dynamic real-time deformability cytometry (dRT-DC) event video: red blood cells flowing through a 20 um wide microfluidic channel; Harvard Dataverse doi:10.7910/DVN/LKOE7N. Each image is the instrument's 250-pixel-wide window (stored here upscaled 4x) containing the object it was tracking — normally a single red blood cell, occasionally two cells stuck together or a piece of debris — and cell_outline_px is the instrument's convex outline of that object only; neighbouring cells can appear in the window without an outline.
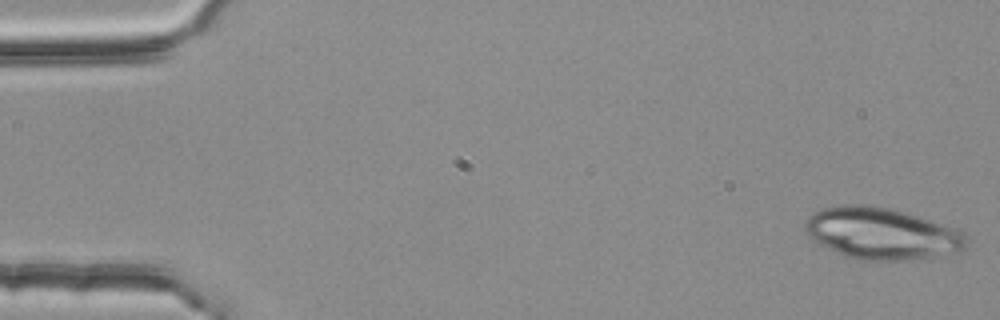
{"species": "common noctule bat (a hibernating species)", "species_latin": "Nyctalus noctula", "temperature_condition": "room temperature", "stored_images_in_passage": 52, "camera_frame_rate_fps": 3000, "um_per_image_px": 0.085, "animal": {"sex": "female", "body_mass_g": 25.1}, "frame": {"image": 1, "passage_image": 1, "time_ms": 0.0, "image_size_px": [1000, 320], "cell_outline_px": [[968, 240], [964, 248], [932, 260], [856, 260], [844, 256], [812, 240], [804, 232], [804, 224], [808, 216], [824, 208], [844, 204], [860, 204], [892, 208], [956, 228], [964, 232], [968, 236]], "centroid_in_image_um": [74.97, 19.87], "position_along_channel_um": 10.0, "area_um2": 49.19}}
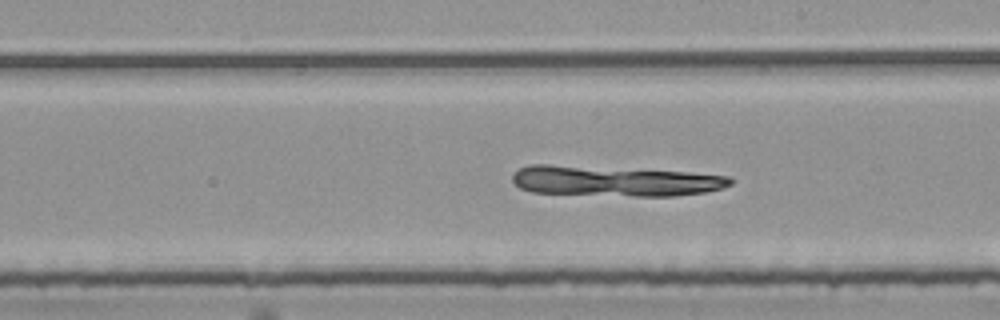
{"frame": {"image": 2, "passage_image": 30, "time_ms": 9.667, "image_size_px": [1000, 320], "cell_outline_px": [[732, 184], [724, 188], [704, 192], [676, 196], [636, 196], [532, 192], [520, 188], [512, 180], [512, 176], [520, 168], [532, 164], [548, 164], [688, 172], [728, 176], [732, 180]], "centroid_in_image_um": [52.27, 15.38], "position_along_channel_um": 236.7, "area_um2": 38.32}}
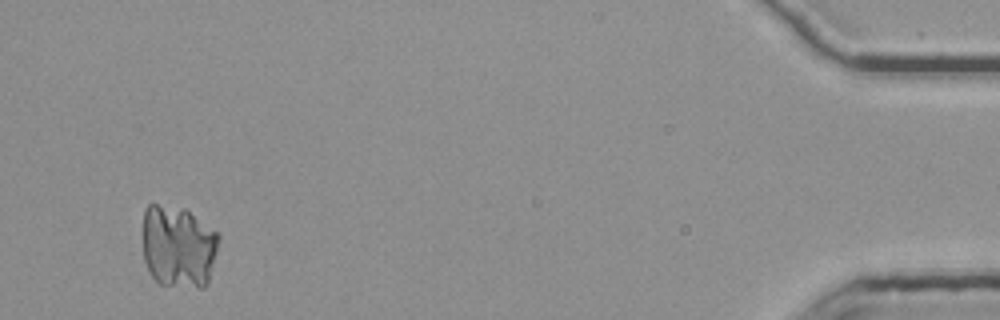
{"frame": {"image": 3, "passage_image": 51, "time_ms": 16.667, "image_size_px": [1000, 320], "cell_outline_px": [[220, 240], [208, 284], [204, 288], [200, 288], [160, 284], [152, 276], [144, 260], [144, 208], [148, 204], [156, 204], [184, 208], [220, 232]], "centroid_in_image_um": [15.2, 20.95], "position_along_channel_um": 420.0, "area_um2": 36.99}}